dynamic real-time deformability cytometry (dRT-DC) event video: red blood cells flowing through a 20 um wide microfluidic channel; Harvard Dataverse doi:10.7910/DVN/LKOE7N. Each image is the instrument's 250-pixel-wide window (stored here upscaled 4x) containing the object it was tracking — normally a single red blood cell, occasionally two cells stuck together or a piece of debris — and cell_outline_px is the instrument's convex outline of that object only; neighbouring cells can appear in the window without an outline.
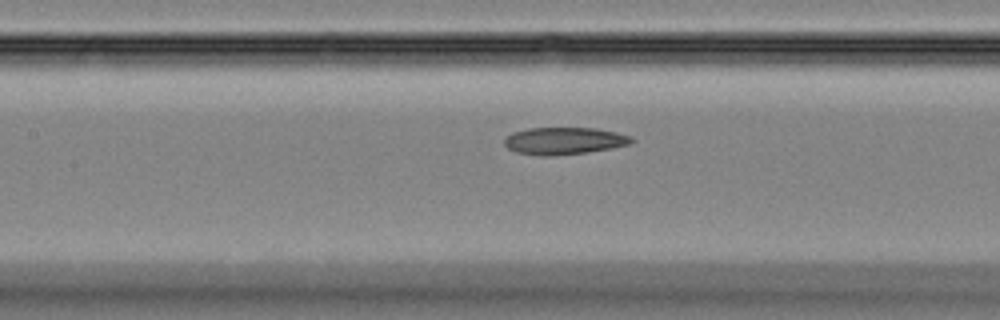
{"species": "Egyptian fruit bat (a non-hibernating species)", "species_latin": "Rousettus aegyptiacus", "temperature_condition": "room temperature", "stored_images_in_passage": 21, "camera_frame_rate_fps": 3000, "um_per_image_px": 0.085, "animal": {"sex": "female"}, "frame": {"image": 1, "passage_image": 13, "time_ms": 4.0, "image_size_px": [1000, 320], "cell_outline_px": [[636, 140], [632, 144], [612, 148], [588, 152], [556, 156], [540, 156], [516, 152], [508, 148], [504, 144], [504, 140], [512, 132], [528, 128], [596, 128], [616, 132], [632, 136]], "centroid_in_image_um": [47.99, 11.98], "position_along_channel_um": 159.4, "area_um2": 20.4}}
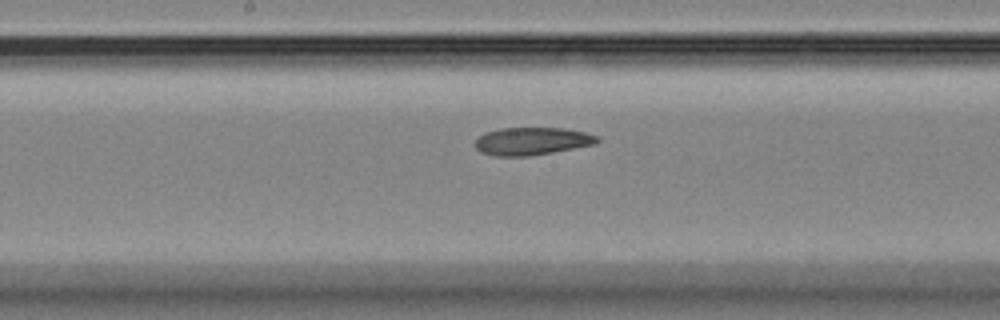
{"frame": {"image": 2, "passage_image": 16, "time_ms": 5.0, "image_size_px": [1000, 320], "cell_outline_px": [[600, 140], [596, 144], [552, 152], [528, 156], [492, 156], [480, 152], [476, 148], [476, 140], [484, 132], [500, 128], [564, 128], [584, 132], [600, 136]], "centroid_in_image_um": [45.22, 12.0], "position_along_channel_um": 203.0, "area_um2": 19.77}}
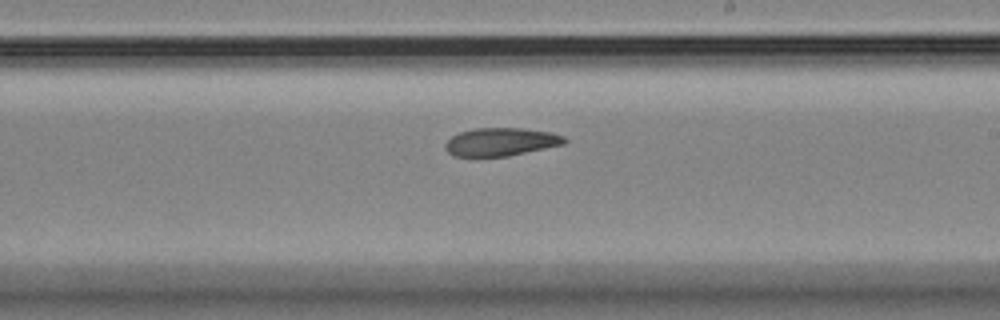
{"frame": {"image": 3, "passage_image": 19, "time_ms": 6.0, "image_size_px": [1000, 320], "cell_outline_px": [[568, 140], [564, 144], [508, 156], [452, 156], [444, 148], [444, 144], [452, 136], [460, 132], [472, 128], [520, 128], [552, 132], [564, 136]], "centroid_in_image_um": [42.57, 12.05], "position_along_channel_um": 246.4, "area_um2": 19.54}}